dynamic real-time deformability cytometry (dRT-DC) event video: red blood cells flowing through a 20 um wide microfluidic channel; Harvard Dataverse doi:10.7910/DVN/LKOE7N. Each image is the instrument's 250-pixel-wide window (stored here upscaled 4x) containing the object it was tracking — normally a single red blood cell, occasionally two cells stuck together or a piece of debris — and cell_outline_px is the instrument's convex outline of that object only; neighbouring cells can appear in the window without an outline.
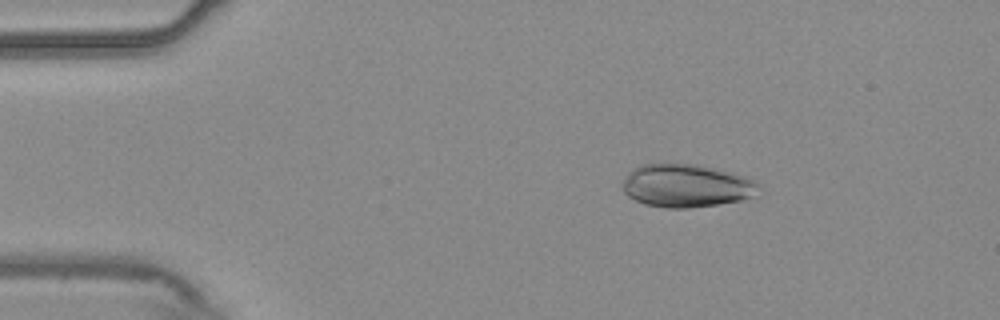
{"species": "common noctule bat (a hibernating species)", "species_latin": "Nyctalus noctula", "temperature_condition": "warm", "stored_images_in_passage": 50, "camera_frame_rate_fps": 3000, "um_per_image_px": 0.085, "animal": {"sex": "male", "body_mass_g": 20.4}, "frame": {"image": 1, "passage_image": 9, "time_ms": 2.667, "image_size_px": [1000, 320], "cell_outline_px": [[764, 188], [752, 196], [740, 200], [716, 204], [688, 208], [668, 208], [644, 204], [628, 196], [624, 192], [624, 180], [628, 172], [640, 164], [664, 160], [696, 164], [744, 176], [760, 184]], "centroid_in_image_um": [58.31, 15.74], "position_along_channel_um": 26.7, "area_um2": 34.68}}
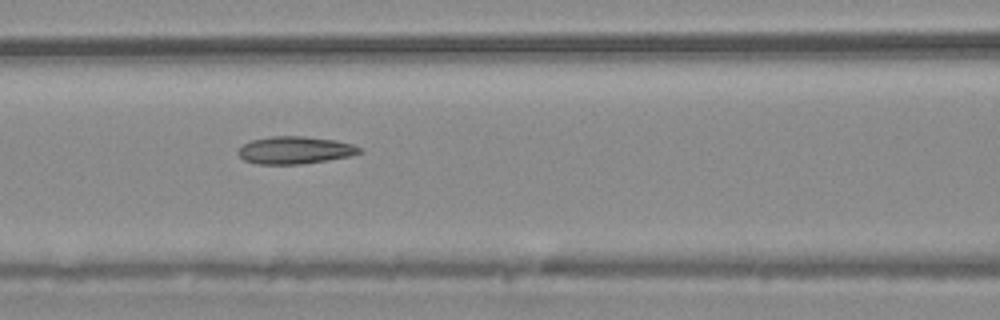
{"frame": {"image": 2, "passage_image": 24, "time_ms": 7.667, "image_size_px": [1000, 320], "cell_outline_px": [[364, 152], [348, 156], [328, 160], [300, 164], [256, 164], [244, 160], [236, 152], [244, 144], [252, 140], [272, 136], [304, 136], [336, 140], [352, 144], [360, 148]], "centroid_in_image_um": [25.07, 12.76], "position_along_channel_um": 141.5, "area_um2": 19.36}}
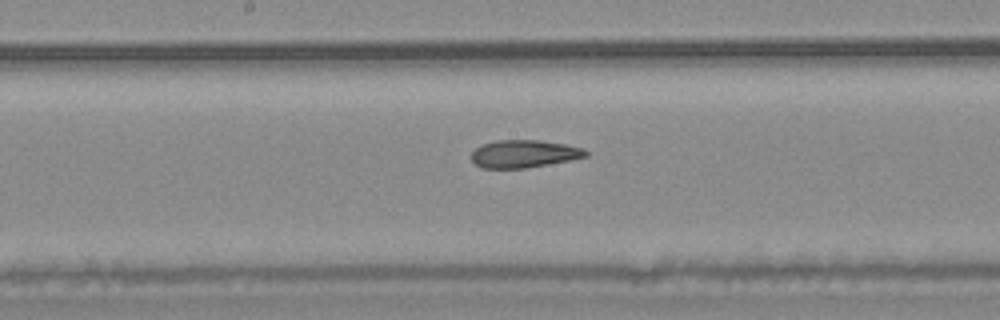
{"frame": {"image": 3, "passage_image": 29, "time_ms": 9.333, "image_size_px": [1000, 320], "cell_outline_px": [[588, 156], [568, 160], [524, 168], [480, 168], [472, 160], [472, 152], [476, 148], [484, 144], [496, 140], [540, 140], [564, 144], [584, 148], [588, 152]], "centroid_in_image_um": [44.53, 13.07], "position_along_channel_um": 203.7, "area_um2": 18.21}, "authors_computed_cell_mechanics": {"area_um2": 20.0855, "velocity_mm_per_s": 3.736, "shape_relaxation_time_tau1_ms": null, "shape_relaxation_time_tau2_ms": 3.055, "deformation_change_tau1": null, "deformation_change_tau2": 0.1144}}